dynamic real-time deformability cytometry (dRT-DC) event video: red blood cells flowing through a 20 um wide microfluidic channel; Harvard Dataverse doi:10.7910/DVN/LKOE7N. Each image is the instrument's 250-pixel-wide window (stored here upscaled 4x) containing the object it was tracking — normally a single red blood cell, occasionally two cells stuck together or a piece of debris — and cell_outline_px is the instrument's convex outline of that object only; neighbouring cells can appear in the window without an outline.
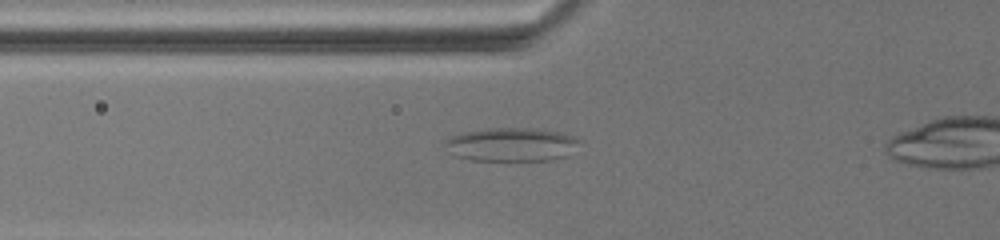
{"species": "common noctule bat (a hibernating species)", "species_latin": "Nyctalus noctula", "temperature_condition": "warm", "stored_images_in_passage": 15, "camera_frame_rate_fps": 3000, "um_per_image_px": 0.085, "animal": {"sex": "female", "body_mass_g": 19.5, "forearm_length_mm": 54.1}, "frame": {"image": 1, "passage_image": 5, "time_ms": 4.0, "image_size_px": [1000, 240], "cell_outline_px": [[580, 140], [564, 156], [552, 160], [472, 160], [452, 156], [444, 144], [444, 140], [448, 136], [464, 132], [488, 128], [532, 128], [560, 132], [572, 136]], "centroid_in_image_um": [43.36, 12.27], "position_along_channel_um": 82.4, "area_um2": 26.18}}
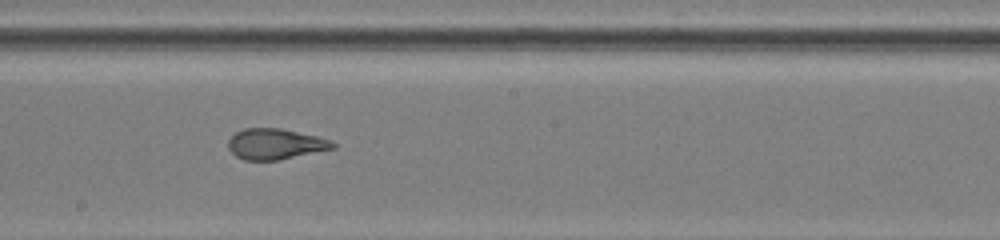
{"frame": {"image": 2, "passage_image": 11, "time_ms": 9.0, "image_size_px": [1000, 240], "cell_outline_px": [[336, 148], [280, 160], [244, 160], [236, 156], [228, 148], [228, 140], [236, 132], [244, 128], [280, 128], [316, 136], [328, 140], [336, 144]], "centroid_in_image_um": [23.39, 12.25], "position_along_channel_um": 224.8, "area_um2": 18.67}}
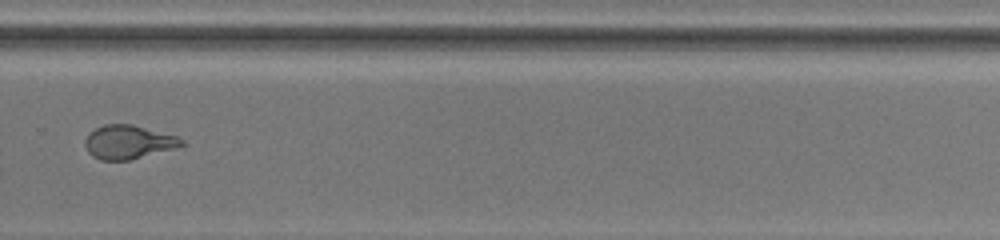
{"frame": {"image": 3, "passage_image": 14, "time_ms": 12.333, "image_size_px": [1000, 240], "cell_outline_px": [[184, 144], [172, 148], [128, 160], [100, 160], [92, 156], [88, 152], [84, 144], [84, 140], [88, 132], [104, 124], [132, 124], [176, 136], [184, 140]], "centroid_in_image_um": [10.83, 12.06], "position_along_channel_um": 319.0, "area_um2": 18.73}}